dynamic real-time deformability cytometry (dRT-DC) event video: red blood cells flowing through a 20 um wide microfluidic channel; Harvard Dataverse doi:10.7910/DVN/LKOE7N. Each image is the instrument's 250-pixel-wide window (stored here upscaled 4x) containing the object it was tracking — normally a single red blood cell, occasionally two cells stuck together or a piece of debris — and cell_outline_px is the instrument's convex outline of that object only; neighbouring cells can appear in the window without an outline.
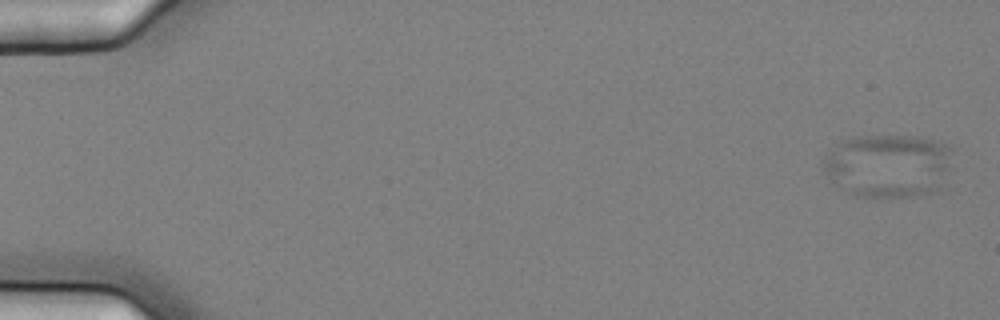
{"species": "common noctule bat (a hibernating species)", "species_latin": "Nyctalus noctula", "temperature_condition": "cold", "stored_images_in_passage": 6, "camera_frame_rate_fps": 3000, "um_per_image_px": 0.085, "animal": {"sex": "female", "body_mass_g": 25.1}, "frame": {"image": 1, "passage_image": 1, "time_ms": 0.0, "image_size_px": [1000, 320], "cell_outline_px": [[952, 168], [944, 188], [932, 192], [908, 196], [856, 196], [836, 184], [824, 172], [820, 160], [828, 152], [844, 140], [860, 136], [920, 136], [940, 140], [952, 148]], "centroid_in_image_um": [75.59, 14.06], "position_along_channel_um": 9.4, "area_um2": 48.49}}
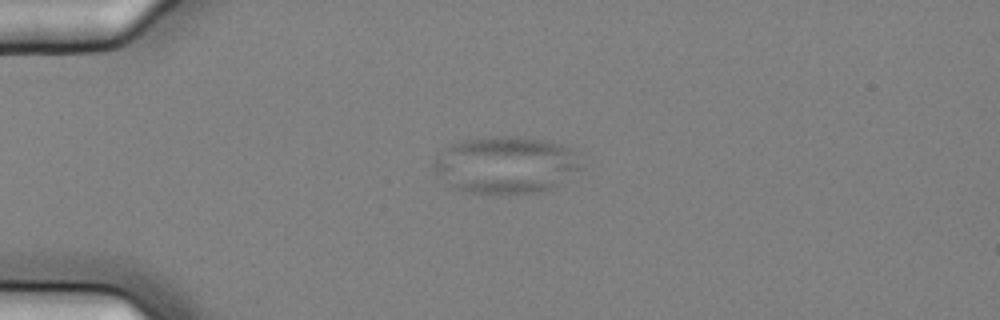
{"frame": {"image": 2, "passage_image": 5, "time_ms": 1.333, "image_size_px": [1000, 320], "cell_outline_px": [[584, 168], [560, 184], [536, 192], [492, 196], [468, 192], [456, 188], [436, 172], [432, 164], [448, 144], [464, 140], [484, 136], [516, 136], [552, 140], [580, 152]], "centroid_in_image_um": [43.09, 14.0], "position_along_channel_um": 41.9, "area_um2": 50.11}}